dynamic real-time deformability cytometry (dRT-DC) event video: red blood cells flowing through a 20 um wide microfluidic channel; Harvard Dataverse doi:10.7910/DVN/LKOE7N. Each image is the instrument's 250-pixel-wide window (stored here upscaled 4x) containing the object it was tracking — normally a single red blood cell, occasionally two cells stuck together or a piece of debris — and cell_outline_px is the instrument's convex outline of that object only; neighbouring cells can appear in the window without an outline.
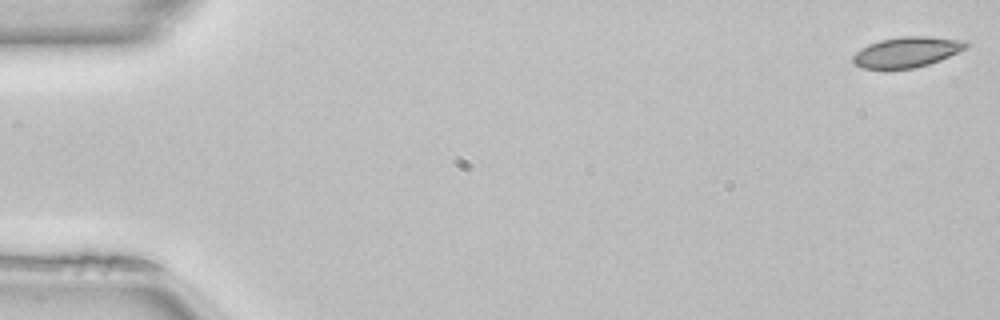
{"species": "common noctule bat (a hibernating species)", "species_latin": "Nyctalus noctula", "temperature_condition": "room temperature", "stored_images_in_passage": 50, "camera_frame_rate_fps": 3000, "um_per_image_px": 0.085, "animal": {"sex": "female", "body_mass_g": 22.7, "forearm_length_mm": 54.2}, "frame": {"image": 1, "passage_image": 1, "time_ms": 0.0, "image_size_px": [1000, 320], "cell_outline_px": [[968, 44], [964, 48], [940, 60], [916, 68], [884, 72], [864, 68], [856, 64], [852, 60], [852, 56], [860, 48], [868, 44], [880, 40], [904, 36], [928, 36], [968, 40]], "centroid_in_image_um": [77.02, 4.46], "position_along_channel_um": 8.0, "area_um2": 20.58}}
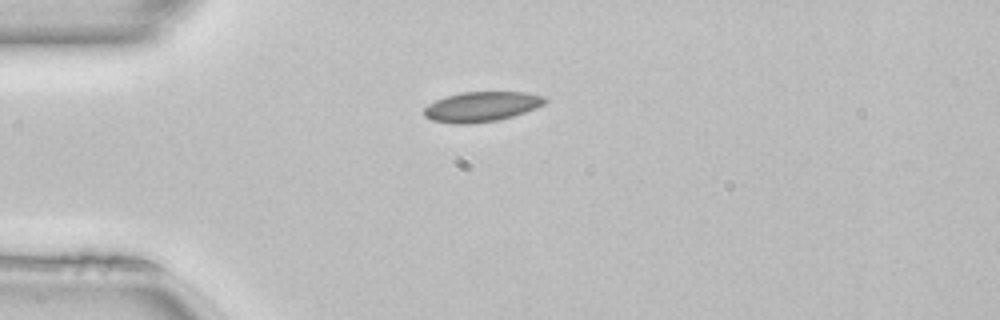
{"frame": {"image": 2, "passage_image": 13, "time_ms": 4.0, "image_size_px": [1000, 320], "cell_outline_px": [[548, 100], [544, 104], [536, 108], [512, 116], [496, 120], [468, 124], [456, 124], [432, 120], [424, 116], [424, 108], [428, 104], [436, 100], [448, 96], [464, 92], [524, 92], [544, 96]], "centroid_in_image_um": [40.93, 9.06], "position_along_channel_um": 44.1, "area_um2": 20.92}}
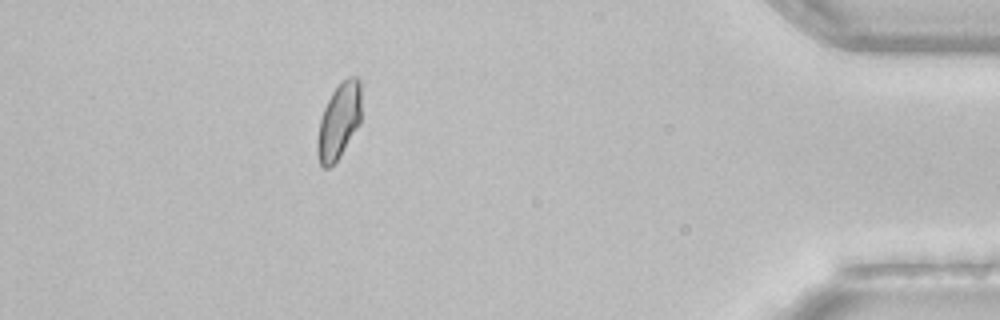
{"frame": {"image": 3, "passage_image": 45, "time_ms": 14.667, "image_size_px": [1000, 320], "cell_outline_px": [[360, 124], [340, 156], [328, 168], [324, 168], [320, 164], [316, 152], [316, 140], [320, 120], [324, 108], [332, 92], [348, 76], [356, 76], [360, 80]], "centroid_in_image_um": [28.79, 10.31], "position_along_channel_um": 406.4, "area_um2": 19.31}, "authors_computed_cell_mechanics": {"area_um2": 19.8832, "velocity_mm_per_s": 4.088, "shape_relaxation_time_tau1_ms": 10.8487, "shape_relaxation_time_tau2_ms": 2.6159, "deformation_change_tau1": 0.1724, "deformation_change_tau2": 0.0446}}